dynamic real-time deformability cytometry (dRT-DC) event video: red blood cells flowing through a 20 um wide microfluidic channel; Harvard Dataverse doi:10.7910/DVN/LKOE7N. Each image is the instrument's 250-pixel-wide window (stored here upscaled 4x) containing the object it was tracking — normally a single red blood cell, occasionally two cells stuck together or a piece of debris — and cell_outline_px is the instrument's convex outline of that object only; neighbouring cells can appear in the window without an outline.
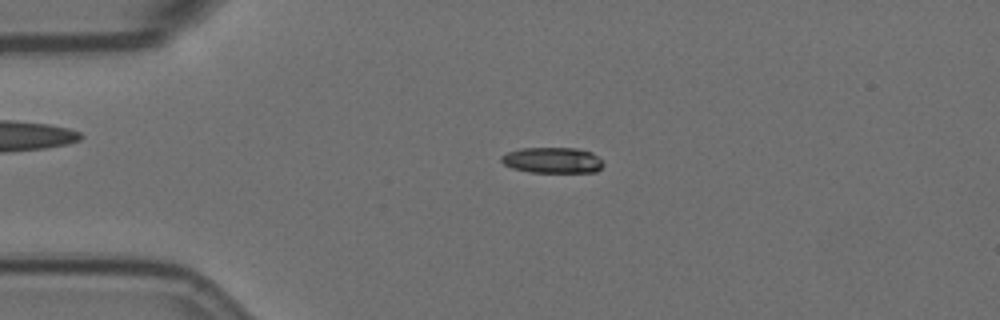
{"species": "Egyptian fruit bat (a non-hibernating species)", "species_latin": "Rousettus aegyptiacus", "temperature_condition": "room temperature", "stored_images_in_passage": 58, "camera_frame_rate_fps": 3000, "um_per_image_px": 0.085, "animal": {"sex": "female"}, "frame": {"image": 1, "passage_image": 13, "time_ms": 4.0, "image_size_px": [1000, 320], "cell_outline_px": [[604, 164], [596, 172], [532, 172], [512, 168], [504, 164], [500, 160], [500, 156], [508, 152], [520, 148], [576, 148], [592, 152], [604, 160]], "centroid_in_image_um": [46.98, 13.61], "position_along_channel_um": 38.0, "area_um2": 15.43}}
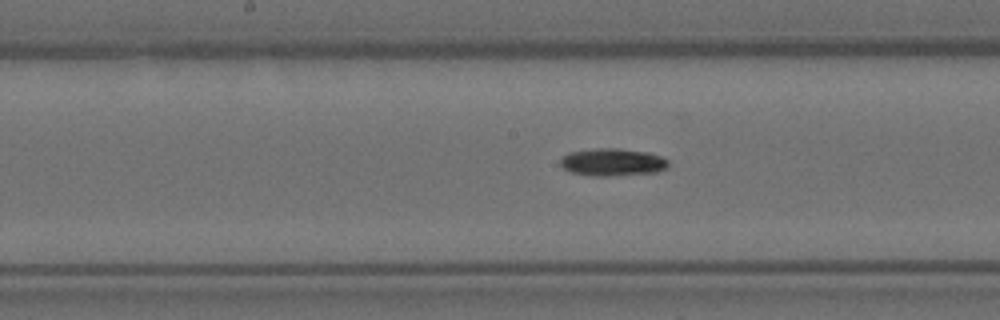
{"frame": {"image": 2, "passage_image": 29, "time_ms": 9.333, "image_size_px": [1000, 320], "cell_outline_px": [[668, 168], [656, 172], [608, 176], [596, 176], [572, 172], [564, 168], [560, 164], [560, 160], [568, 152], [596, 148], [620, 148], [648, 152], [664, 156], [668, 160]], "centroid_in_image_um": [52.11, 13.77], "position_along_channel_um": 196.1, "area_um2": 17.4}}
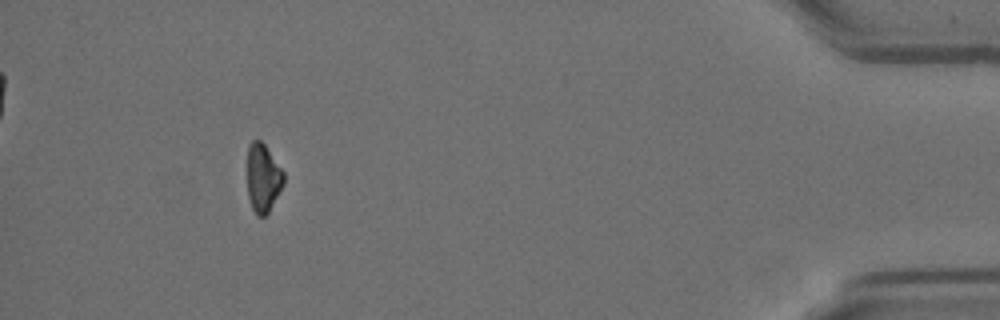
{"frame": {"image": 3, "passage_image": 53, "time_ms": 17.333, "image_size_px": [1000, 320], "cell_outline_px": [[284, 184], [268, 212], [264, 216], [256, 216], [252, 208], [248, 196], [248, 144], [252, 140], [260, 140], [264, 144], [284, 172]], "centroid_in_image_um": [22.35, 15.13], "position_along_channel_um": 412.8, "area_um2": 14.39}, "authors_computed_cell_mechanics": {"area_um2": 15.8661, "velocity_mm_per_s": 3.5272, "shape_relaxation_time_tau1_ms": 4.2065, "shape_relaxation_time_tau2_ms": null, "deformation_change_tau1": 0.1485, "deformation_change_tau2": null}}